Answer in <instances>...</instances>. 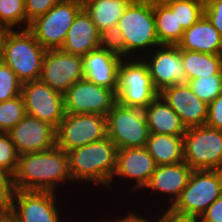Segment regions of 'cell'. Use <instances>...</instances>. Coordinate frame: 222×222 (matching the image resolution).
I'll return each instance as SVG.
<instances>
[{
  "instance_id": "1",
  "label": "cell",
  "mask_w": 222,
  "mask_h": 222,
  "mask_svg": "<svg viewBox=\"0 0 222 222\" xmlns=\"http://www.w3.org/2000/svg\"><path fill=\"white\" fill-rule=\"evenodd\" d=\"M13 182L15 190L50 191L67 195L70 190H66V187L74 186L68 153L54 146L46 151L19 155Z\"/></svg>"
},
{
  "instance_id": "2",
  "label": "cell",
  "mask_w": 222,
  "mask_h": 222,
  "mask_svg": "<svg viewBox=\"0 0 222 222\" xmlns=\"http://www.w3.org/2000/svg\"><path fill=\"white\" fill-rule=\"evenodd\" d=\"M117 150V146L108 137H105L100 141L67 152L69 171L73 184L76 186L75 189L78 185L81 186H78L77 189L79 195L75 190L74 196H77L76 198L81 199L79 197L82 195V192L80 193L81 188H84L83 191L92 188L90 190L92 193H95L94 189L95 191L97 189L103 190V193L105 190L107 191L116 169Z\"/></svg>"
},
{
  "instance_id": "3",
  "label": "cell",
  "mask_w": 222,
  "mask_h": 222,
  "mask_svg": "<svg viewBox=\"0 0 222 222\" xmlns=\"http://www.w3.org/2000/svg\"><path fill=\"white\" fill-rule=\"evenodd\" d=\"M62 196L64 197V195L50 191L15 190L10 205L0 215L7 222L74 221V212H72V214L71 212L65 214L68 211V208L70 211L72 210L66 201L68 198V200H71V197L67 196L66 198L65 196L64 199ZM60 197L62 198L60 199ZM64 201L68 204L67 206Z\"/></svg>"
},
{
  "instance_id": "4",
  "label": "cell",
  "mask_w": 222,
  "mask_h": 222,
  "mask_svg": "<svg viewBox=\"0 0 222 222\" xmlns=\"http://www.w3.org/2000/svg\"><path fill=\"white\" fill-rule=\"evenodd\" d=\"M126 44V58H142L161 45L157 38L154 4L133 0L118 21Z\"/></svg>"
},
{
  "instance_id": "5",
  "label": "cell",
  "mask_w": 222,
  "mask_h": 222,
  "mask_svg": "<svg viewBox=\"0 0 222 222\" xmlns=\"http://www.w3.org/2000/svg\"><path fill=\"white\" fill-rule=\"evenodd\" d=\"M156 166L157 165H156L154 159L152 158V156L149 154V152L147 151V149L145 147L118 149L117 150V159H116V169H115V172L111 178L107 192L105 191L104 193H106V194H104V195L109 197L108 195L110 192V193H112L111 196L114 194V196H116V197L117 196L119 197L122 195V198L124 196L127 198V196L134 193V194H132L133 196L132 195L129 196L130 199L133 200L132 198H135L134 195L139 196V194L147 186V184L149 183V181L152 177V174L154 173V171L156 169ZM120 183L125 184V186L123 184L121 185ZM118 186H119V188H118ZM115 188H116V190H115ZM126 188H127V190H126ZM118 189H123V190H118ZM114 191H115V193H114ZM121 191H122V194L119 195V193H121ZM127 191H129L128 192L129 194L127 193L125 195V193Z\"/></svg>"
},
{
  "instance_id": "6",
  "label": "cell",
  "mask_w": 222,
  "mask_h": 222,
  "mask_svg": "<svg viewBox=\"0 0 222 222\" xmlns=\"http://www.w3.org/2000/svg\"><path fill=\"white\" fill-rule=\"evenodd\" d=\"M192 171L193 169L185 161L176 163V164L156 166V169L154 173L152 174V177L149 183L143 189V191L139 194L140 196H137L138 198H141V199L143 198V199L142 200L138 198L136 200L133 199L132 204L133 202L138 201L137 204L134 203L133 206H137L136 208H138L139 206L138 209H140L141 211L153 210L154 208L155 209L157 208L159 210L160 207H161L160 208L161 210H168L176 202L181 192L186 187L188 179ZM151 199H153L154 201ZM140 201L141 202L144 201L143 202L144 204L139 203Z\"/></svg>"
},
{
  "instance_id": "7",
  "label": "cell",
  "mask_w": 222,
  "mask_h": 222,
  "mask_svg": "<svg viewBox=\"0 0 222 222\" xmlns=\"http://www.w3.org/2000/svg\"><path fill=\"white\" fill-rule=\"evenodd\" d=\"M222 195V170H193L186 187L168 209L175 215L197 220Z\"/></svg>"
},
{
  "instance_id": "8",
  "label": "cell",
  "mask_w": 222,
  "mask_h": 222,
  "mask_svg": "<svg viewBox=\"0 0 222 222\" xmlns=\"http://www.w3.org/2000/svg\"><path fill=\"white\" fill-rule=\"evenodd\" d=\"M46 49L28 29L11 30L4 43L2 61L22 82L38 80Z\"/></svg>"
},
{
  "instance_id": "9",
  "label": "cell",
  "mask_w": 222,
  "mask_h": 222,
  "mask_svg": "<svg viewBox=\"0 0 222 222\" xmlns=\"http://www.w3.org/2000/svg\"><path fill=\"white\" fill-rule=\"evenodd\" d=\"M158 95L143 58H123L118 68L117 103L145 109Z\"/></svg>"
},
{
  "instance_id": "10",
  "label": "cell",
  "mask_w": 222,
  "mask_h": 222,
  "mask_svg": "<svg viewBox=\"0 0 222 222\" xmlns=\"http://www.w3.org/2000/svg\"><path fill=\"white\" fill-rule=\"evenodd\" d=\"M184 161L193 170H222V131L207 125L187 128Z\"/></svg>"
},
{
  "instance_id": "11",
  "label": "cell",
  "mask_w": 222,
  "mask_h": 222,
  "mask_svg": "<svg viewBox=\"0 0 222 222\" xmlns=\"http://www.w3.org/2000/svg\"><path fill=\"white\" fill-rule=\"evenodd\" d=\"M107 137L117 146L143 148L150 135L143 109L116 103L106 115Z\"/></svg>"
},
{
  "instance_id": "12",
  "label": "cell",
  "mask_w": 222,
  "mask_h": 222,
  "mask_svg": "<svg viewBox=\"0 0 222 222\" xmlns=\"http://www.w3.org/2000/svg\"><path fill=\"white\" fill-rule=\"evenodd\" d=\"M82 9L83 6L72 0H60L47 13L31 21L28 30L46 50L60 49Z\"/></svg>"
},
{
  "instance_id": "13",
  "label": "cell",
  "mask_w": 222,
  "mask_h": 222,
  "mask_svg": "<svg viewBox=\"0 0 222 222\" xmlns=\"http://www.w3.org/2000/svg\"><path fill=\"white\" fill-rule=\"evenodd\" d=\"M107 137L106 117L99 114H69L56 128V146L68 152Z\"/></svg>"
},
{
  "instance_id": "14",
  "label": "cell",
  "mask_w": 222,
  "mask_h": 222,
  "mask_svg": "<svg viewBox=\"0 0 222 222\" xmlns=\"http://www.w3.org/2000/svg\"><path fill=\"white\" fill-rule=\"evenodd\" d=\"M65 113L99 114L106 117L117 103L116 92L85 78L76 81L63 94Z\"/></svg>"
},
{
  "instance_id": "15",
  "label": "cell",
  "mask_w": 222,
  "mask_h": 222,
  "mask_svg": "<svg viewBox=\"0 0 222 222\" xmlns=\"http://www.w3.org/2000/svg\"><path fill=\"white\" fill-rule=\"evenodd\" d=\"M21 95L26 115L58 127L65 115L63 94L38 79L22 83Z\"/></svg>"
},
{
  "instance_id": "16",
  "label": "cell",
  "mask_w": 222,
  "mask_h": 222,
  "mask_svg": "<svg viewBox=\"0 0 222 222\" xmlns=\"http://www.w3.org/2000/svg\"><path fill=\"white\" fill-rule=\"evenodd\" d=\"M142 58L148 66L153 86L159 93L164 88L187 83L181 50L177 45L161 44Z\"/></svg>"
},
{
  "instance_id": "17",
  "label": "cell",
  "mask_w": 222,
  "mask_h": 222,
  "mask_svg": "<svg viewBox=\"0 0 222 222\" xmlns=\"http://www.w3.org/2000/svg\"><path fill=\"white\" fill-rule=\"evenodd\" d=\"M83 78L82 56L66 53L61 49L46 51L39 78L42 82L64 94L70 86Z\"/></svg>"
},
{
  "instance_id": "18",
  "label": "cell",
  "mask_w": 222,
  "mask_h": 222,
  "mask_svg": "<svg viewBox=\"0 0 222 222\" xmlns=\"http://www.w3.org/2000/svg\"><path fill=\"white\" fill-rule=\"evenodd\" d=\"M8 134L19 155L46 151L56 146V128L29 115H25Z\"/></svg>"
},
{
  "instance_id": "19",
  "label": "cell",
  "mask_w": 222,
  "mask_h": 222,
  "mask_svg": "<svg viewBox=\"0 0 222 222\" xmlns=\"http://www.w3.org/2000/svg\"><path fill=\"white\" fill-rule=\"evenodd\" d=\"M159 95L177 113L186 129L205 125L208 104L199 99L187 83L164 88Z\"/></svg>"
},
{
  "instance_id": "20",
  "label": "cell",
  "mask_w": 222,
  "mask_h": 222,
  "mask_svg": "<svg viewBox=\"0 0 222 222\" xmlns=\"http://www.w3.org/2000/svg\"><path fill=\"white\" fill-rule=\"evenodd\" d=\"M84 78L116 92L118 68L122 57L98 48L82 56Z\"/></svg>"
},
{
  "instance_id": "21",
  "label": "cell",
  "mask_w": 222,
  "mask_h": 222,
  "mask_svg": "<svg viewBox=\"0 0 222 222\" xmlns=\"http://www.w3.org/2000/svg\"><path fill=\"white\" fill-rule=\"evenodd\" d=\"M98 48H100V32L83 8L75 17L60 49L66 53L84 56Z\"/></svg>"
},
{
  "instance_id": "22",
  "label": "cell",
  "mask_w": 222,
  "mask_h": 222,
  "mask_svg": "<svg viewBox=\"0 0 222 222\" xmlns=\"http://www.w3.org/2000/svg\"><path fill=\"white\" fill-rule=\"evenodd\" d=\"M177 46L180 50L222 54V36L208 18L203 15L198 22L184 30Z\"/></svg>"
},
{
  "instance_id": "23",
  "label": "cell",
  "mask_w": 222,
  "mask_h": 222,
  "mask_svg": "<svg viewBox=\"0 0 222 222\" xmlns=\"http://www.w3.org/2000/svg\"><path fill=\"white\" fill-rule=\"evenodd\" d=\"M143 111L150 133L184 136L186 127L177 113L160 95Z\"/></svg>"
},
{
  "instance_id": "24",
  "label": "cell",
  "mask_w": 222,
  "mask_h": 222,
  "mask_svg": "<svg viewBox=\"0 0 222 222\" xmlns=\"http://www.w3.org/2000/svg\"><path fill=\"white\" fill-rule=\"evenodd\" d=\"M145 148L157 166L184 161L183 136L150 133Z\"/></svg>"
},
{
  "instance_id": "25",
  "label": "cell",
  "mask_w": 222,
  "mask_h": 222,
  "mask_svg": "<svg viewBox=\"0 0 222 222\" xmlns=\"http://www.w3.org/2000/svg\"><path fill=\"white\" fill-rule=\"evenodd\" d=\"M133 0H91L83 8L91 16L99 32L118 24Z\"/></svg>"
},
{
  "instance_id": "26",
  "label": "cell",
  "mask_w": 222,
  "mask_h": 222,
  "mask_svg": "<svg viewBox=\"0 0 222 222\" xmlns=\"http://www.w3.org/2000/svg\"><path fill=\"white\" fill-rule=\"evenodd\" d=\"M187 82L202 76L222 74V54L181 50Z\"/></svg>"
},
{
  "instance_id": "27",
  "label": "cell",
  "mask_w": 222,
  "mask_h": 222,
  "mask_svg": "<svg viewBox=\"0 0 222 222\" xmlns=\"http://www.w3.org/2000/svg\"><path fill=\"white\" fill-rule=\"evenodd\" d=\"M156 34L160 44L177 45L184 29L178 25L175 13L164 4H154Z\"/></svg>"
},
{
  "instance_id": "28",
  "label": "cell",
  "mask_w": 222,
  "mask_h": 222,
  "mask_svg": "<svg viewBox=\"0 0 222 222\" xmlns=\"http://www.w3.org/2000/svg\"><path fill=\"white\" fill-rule=\"evenodd\" d=\"M164 4L175 13L178 25L184 30L198 22L204 15L205 0H170Z\"/></svg>"
},
{
  "instance_id": "29",
  "label": "cell",
  "mask_w": 222,
  "mask_h": 222,
  "mask_svg": "<svg viewBox=\"0 0 222 222\" xmlns=\"http://www.w3.org/2000/svg\"><path fill=\"white\" fill-rule=\"evenodd\" d=\"M0 24L11 30L27 29L24 0H0Z\"/></svg>"
},
{
  "instance_id": "30",
  "label": "cell",
  "mask_w": 222,
  "mask_h": 222,
  "mask_svg": "<svg viewBox=\"0 0 222 222\" xmlns=\"http://www.w3.org/2000/svg\"><path fill=\"white\" fill-rule=\"evenodd\" d=\"M26 115L22 95L0 102V133H8Z\"/></svg>"
},
{
  "instance_id": "31",
  "label": "cell",
  "mask_w": 222,
  "mask_h": 222,
  "mask_svg": "<svg viewBox=\"0 0 222 222\" xmlns=\"http://www.w3.org/2000/svg\"><path fill=\"white\" fill-rule=\"evenodd\" d=\"M187 84L199 99L209 104L222 92V74L202 76Z\"/></svg>"
},
{
  "instance_id": "32",
  "label": "cell",
  "mask_w": 222,
  "mask_h": 222,
  "mask_svg": "<svg viewBox=\"0 0 222 222\" xmlns=\"http://www.w3.org/2000/svg\"><path fill=\"white\" fill-rule=\"evenodd\" d=\"M22 82L18 79L14 71L0 61V102L12 99L21 95Z\"/></svg>"
},
{
  "instance_id": "33",
  "label": "cell",
  "mask_w": 222,
  "mask_h": 222,
  "mask_svg": "<svg viewBox=\"0 0 222 222\" xmlns=\"http://www.w3.org/2000/svg\"><path fill=\"white\" fill-rule=\"evenodd\" d=\"M100 48L126 58V44L118 25L100 33Z\"/></svg>"
},
{
  "instance_id": "34",
  "label": "cell",
  "mask_w": 222,
  "mask_h": 222,
  "mask_svg": "<svg viewBox=\"0 0 222 222\" xmlns=\"http://www.w3.org/2000/svg\"><path fill=\"white\" fill-rule=\"evenodd\" d=\"M126 204V205H125ZM124 206V209H121V205L119 204L120 207H118V205H116L115 207H117L118 209L116 210L117 212H115V214H119L118 216L115 215V214H112V212L114 213V208L113 209H110V210H113V211H110L111 212V215L107 212V209H106V213L104 212L103 214H101L102 218L100 217V219L103 221V222H153L152 221V217L151 215L149 214V210H145L144 212H140V209L138 210V208H136L135 206H131L132 204H127L125 203ZM129 205V206H128ZM127 206V207H125ZM132 207V208H131ZM121 209V210H120ZM128 210V212H127ZM118 211H120V214ZM124 211V212H123ZM148 212V213H147ZM109 214V216H105V215ZM144 214V215H143ZM114 215V217H113ZM143 215V216H142ZM105 217V218H104ZM108 217V218H107ZM107 218V219H106ZM111 219V220H110Z\"/></svg>"
},
{
  "instance_id": "35",
  "label": "cell",
  "mask_w": 222,
  "mask_h": 222,
  "mask_svg": "<svg viewBox=\"0 0 222 222\" xmlns=\"http://www.w3.org/2000/svg\"><path fill=\"white\" fill-rule=\"evenodd\" d=\"M19 154L8 133H0V166L15 174Z\"/></svg>"
},
{
  "instance_id": "36",
  "label": "cell",
  "mask_w": 222,
  "mask_h": 222,
  "mask_svg": "<svg viewBox=\"0 0 222 222\" xmlns=\"http://www.w3.org/2000/svg\"><path fill=\"white\" fill-rule=\"evenodd\" d=\"M14 192L13 175L0 166V214L10 205Z\"/></svg>"
},
{
  "instance_id": "37",
  "label": "cell",
  "mask_w": 222,
  "mask_h": 222,
  "mask_svg": "<svg viewBox=\"0 0 222 222\" xmlns=\"http://www.w3.org/2000/svg\"><path fill=\"white\" fill-rule=\"evenodd\" d=\"M60 0H24L27 29L31 21L47 13Z\"/></svg>"
},
{
  "instance_id": "38",
  "label": "cell",
  "mask_w": 222,
  "mask_h": 222,
  "mask_svg": "<svg viewBox=\"0 0 222 222\" xmlns=\"http://www.w3.org/2000/svg\"><path fill=\"white\" fill-rule=\"evenodd\" d=\"M204 15L222 36V0H205Z\"/></svg>"
},
{
  "instance_id": "39",
  "label": "cell",
  "mask_w": 222,
  "mask_h": 222,
  "mask_svg": "<svg viewBox=\"0 0 222 222\" xmlns=\"http://www.w3.org/2000/svg\"><path fill=\"white\" fill-rule=\"evenodd\" d=\"M205 125L222 131V92L208 104Z\"/></svg>"
},
{
  "instance_id": "40",
  "label": "cell",
  "mask_w": 222,
  "mask_h": 222,
  "mask_svg": "<svg viewBox=\"0 0 222 222\" xmlns=\"http://www.w3.org/2000/svg\"><path fill=\"white\" fill-rule=\"evenodd\" d=\"M197 222H222V195L196 220Z\"/></svg>"
},
{
  "instance_id": "41",
  "label": "cell",
  "mask_w": 222,
  "mask_h": 222,
  "mask_svg": "<svg viewBox=\"0 0 222 222\" xmlns=\"http://www.w3.org/2000/svg\"><path fill=\"white\" fill-rule=\"evenodd\" d=\"M149 212H151L150 214L153 222H197L196 220L175 215L169 210L156 209L150 210Z\"/></svg>"
},
{
  "instance_id": "42",
  "label": "cell",
  "mask_w": 222,
  "mask_h": 222,
  "mask_svg": "<svg viewBox=\"0 0 222 222\" xmlns=\"http://www.w3.org/2000/svg\"><path fill=\"white\" fill-rule=\"evenodd\" d=\"M11 31L9 27L6 25L0 24V61L2 60L3 51H4V43L8 33Z\"/></svg>"
},
{
  "instance_id": "43",
  "label": "cell",
  "mask_w": 222,
  "mask_h": 222,
  "mask_svg": "<svg viewBox=\"0 0 222 222\" xmlns=\"http://www.w3.org/2000/svg\"><path fill=\"white\" fill-rule=\"evenodd\" d=\"M79 210H80V209H78V212L75 213V215L79 213V214L76 215V216H77V217H78V216L80 217V218H79V221L81 220L80 222H103V221L99 218V215H96L95 212H91L92 216H91V214L89 213V219H88V216H87L86 219H87L88 221H86L85 217H84V216L82 217V215H81L82 212H79ZM80 213H81V214H80ZM93 213H95V214H93ZM80 215H81V216H80ZM93 215H94V217H93ZM95 215L98 216V217H95ZM81 218H83L84 221H83ZM91 218H92V219H91ZM94 218H95V219H94ZM96 218H97V219H96ZM75 219H76L77 221L75 220L74 222H79L77 218H75ZM90 219H91V220H90ZM98 219H99V220H98ZM89 220H90V221H89ZM69 222H71V221L69 220ZM72 222H73V221H72Z\"/></svg>"
},
{
  "instance_id": "44",
  "label": "cell",
  "mask_w": 222,
  "mask_h": 222,
  "mask_svg": "<svg viewBox=\"0 0 222 222\" xmlns=\"http://www.w3.org/2000/svg\"><path fill=\"white\" fill-rule=\"evenodd\" d=\"M73 2L80 4L81 6H85L88 2H90L91 0H72Z\"/></svg>"
},
{
  "instance_id": "45",
  "label": "cell",
  "mask_w": 222,
  "mask_h": 222,
  "mask_svg": "<svg viewBox=\"0 0 222 222\" xmlns=\"http://www.w3.org/2000/svg\"><path fill=\"white\" fill-rule=\"evenodd\" d=\"M145 1H148L151 4H157V3H165V2L170 1V0H145Z\"/></svg>"
},
{
  "instance_id": "46",
  "label": "cell",
  "mask_w": 222,
  "mask_h": 222,
  "mask_svg": "<svg viewBox=\"0 0 222 222\" xmlns=\"http://www.w3.org/2000/svg\"><path fill=\"white\" fill-rule=\"evenodd\" d=\"M0 222H7V221L0 215Z\"/></svg>"
}]
</instances>
